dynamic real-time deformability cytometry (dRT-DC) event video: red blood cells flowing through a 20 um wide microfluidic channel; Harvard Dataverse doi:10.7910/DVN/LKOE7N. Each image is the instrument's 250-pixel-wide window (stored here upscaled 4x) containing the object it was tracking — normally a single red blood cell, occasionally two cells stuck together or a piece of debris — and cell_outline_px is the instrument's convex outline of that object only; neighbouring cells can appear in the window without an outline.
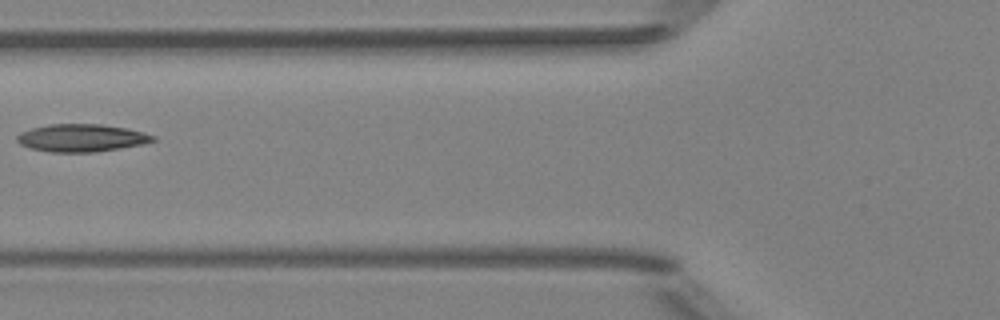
{"species": "Egyptian fruit bat (a non-hibernating species)", "species_latin": "Rousettus aegyptiacus", "temperature_condition": "room temperature", "stored_images_in_passage": 6, "camera_frame_rate_fps": 3000, "um_per_image_px": 0.085, "animal": {"sex": "female"}, "frame": {"image": 1, "passage_image": 6, "time_ms": 5.667, "image_size_px": [1000, 320], "cell_outline_px": [[156, 140], [144, 144], [120, 148], [92, 152], [52, 152], [28, 148], [20, 144], [16, 140], [16, 136], [20, 132], [32, 128], [48, 124], [100, 124], [128, 128], [144, 132], [156, 136]], "centroid_in_image_um": [6.93, 11.72], "position_along_channel_um": 118.9, "area_um2": 22.02}}